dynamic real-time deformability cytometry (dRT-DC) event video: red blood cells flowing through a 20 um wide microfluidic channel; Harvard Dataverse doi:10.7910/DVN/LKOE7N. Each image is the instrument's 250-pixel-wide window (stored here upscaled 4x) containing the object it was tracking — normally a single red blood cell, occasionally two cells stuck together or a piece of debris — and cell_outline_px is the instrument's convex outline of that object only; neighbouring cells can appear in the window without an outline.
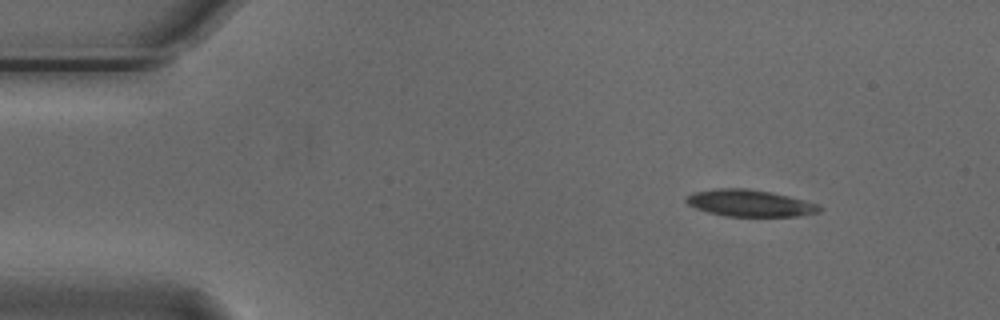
{"species": "Egyptian fruit bat (a non-hibernating species)", "species_latin": "Rousettus aegyptiacus", "temperature_condition": "cold", "stored_images_in_passage": 9, "camera_frame_rate_fps": 3000, "um_per_image_px": 0.085, "animal": {"sex": "male"}, "frame": {"image": 1, "passage_image": 1, "time_ms": 0.0, "image_size_px": [1000, 320], "cell_outline_px": [[824, 208], [820, 212], [796, 216], [724, 216], [708, 212], [696, 208], [688, 204], [684, 200], [692, 192], [716, 188], [748, 188], [772, 192], [820, 204]], "centroid_in_image_um": [63.75, 17.26], "position_along_channel_um": 21.2, "area_um2": 20.92}}